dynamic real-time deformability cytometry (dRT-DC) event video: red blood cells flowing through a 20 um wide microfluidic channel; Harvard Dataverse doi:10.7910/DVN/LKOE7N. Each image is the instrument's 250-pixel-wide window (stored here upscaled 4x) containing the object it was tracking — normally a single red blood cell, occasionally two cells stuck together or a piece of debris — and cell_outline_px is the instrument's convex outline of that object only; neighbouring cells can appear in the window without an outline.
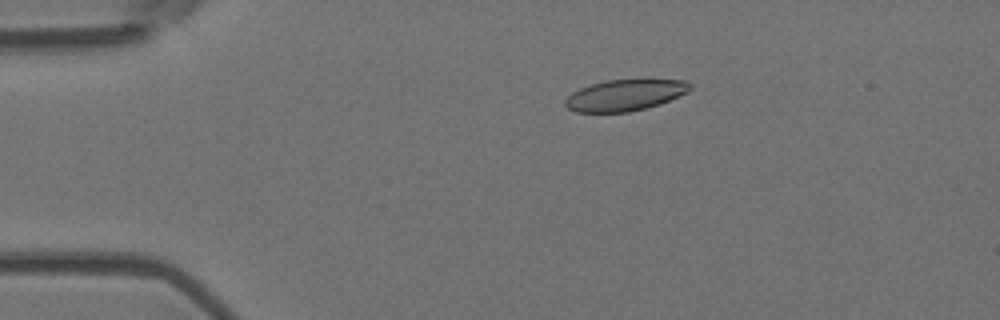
{"species": "Egyptian fruit bat (a non-hibernating species)", "species_latin": "Rousettus aegyptiacus", "temperature_condition": "room temperature", "stored_images_in_passage": 55, "camera_frame_rate_fps": 3000, "um_per_image_px": 0.085, "animal": {"sex": "female"}, "frame": {"image": 1, "passage_image": 11, "time_ms": 3.333, "image_size_px": [1000, 320], "cell_outline_px": [[692, 88], [688, 92], [660, 104], [628, 112], [576, 112], [568, 108], [564, 104], [564, 100], [572, 92], [580, 88], [592, 84], [608, 80], [684, 80], [692, 84]], "centroid_in_image_um": [53.12, 8.09], "position_along_channel_um": 31.9, "area_um2": 22.54}}
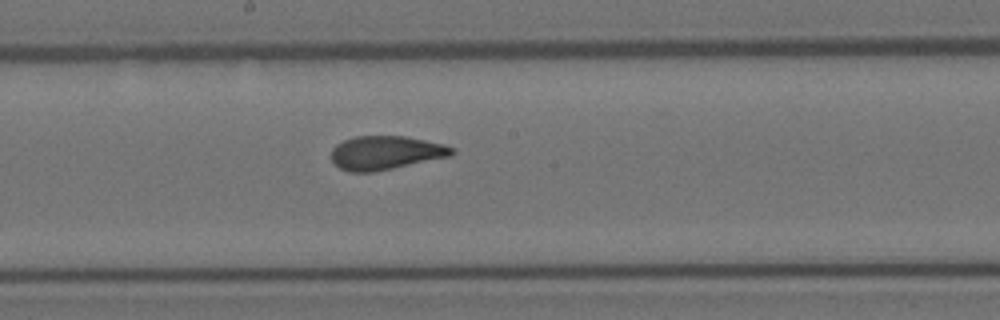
{"frame": {"image": 2, "passage_image": 30, "time_ms": 9.667, "image_size_px": [1000, 320], "cell_outline_px": [[456, 152], [452, 156], [372, 172], [348, 172], [340, 168], [332, 160], [332, 148], [336, 144], [344, 140], [356, 136], [404, 136], [444, 144], [456, 148]], "centroid_in_image_um": [32.81, 12.98], "position_along_channel_um": 215.4, "area_um2": 23.7}}
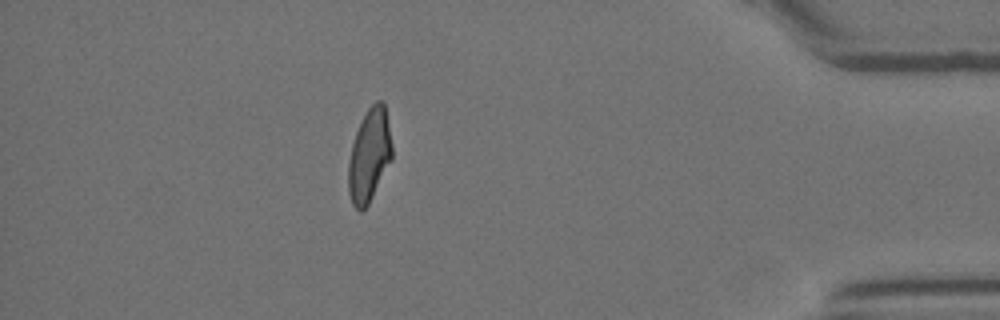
{"frame": {"image": 3, "passage_image": 49, "time_ms": 16.0, "image_size_px": [1000, 320], "cell_outline_px": [[392, 160], [368, 204], [360, 212], [352, 204], [348, 192], [348, 164], [352, 144], [356, 132], [368, 108], [376, 100], [380, 100], [384, 104], [392, 144]], "centroid_in_image_um": [31.39, 13.23], "position_along_channel_um": 403.8, "area_um2": 23.47}, "authors_computed_cell_mechanics": {"area_um2": 23.5824, "velocity_mm_per_s": 3.6882, "shape_relaxation_time_tau1_ms": null, "shape_relaxation_time_tau2_ms": 1.287, "deformation_change_tau1": null, "deformation_change_tau2": 0.076}}